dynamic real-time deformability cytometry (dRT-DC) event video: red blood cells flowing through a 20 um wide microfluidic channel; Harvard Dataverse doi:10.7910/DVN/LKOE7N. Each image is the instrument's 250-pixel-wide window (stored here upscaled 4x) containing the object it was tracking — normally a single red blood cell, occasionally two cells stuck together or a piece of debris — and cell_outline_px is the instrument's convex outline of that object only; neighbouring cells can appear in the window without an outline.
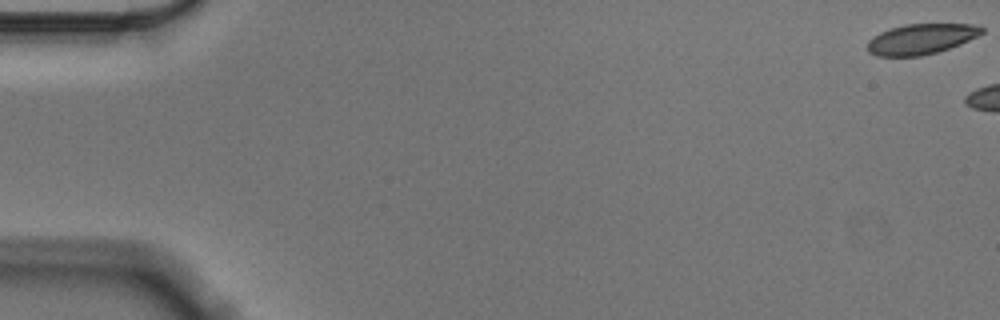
{"species": "Egyptian fruit bat (a non-hibernating species)", "species_latin": "Rousettus aegyptiacus", "temperature_condition": "cold", "stored_images_in_passage": 6, "camera_frame_rate_fps": 3000, "um_per_image_px": 0.085, "animal": {"sex": "male"}, "frame": {"image": 1, "passage_image": 1, "time_ms": 0.0, "image_size_px": [1000, 320], "cell_outline_px": [[984, 32], [960, 44], [936, 52], [920, 56], [876, 56], [868, 52], [868, 40], [872, 36], [880, 32], [904, 24], [972, 24], [984, 28]], "centroid_in_image_um": [78.26, 3.31], "position_along_channel_um": 6.7, "area_um2": 20.11}}